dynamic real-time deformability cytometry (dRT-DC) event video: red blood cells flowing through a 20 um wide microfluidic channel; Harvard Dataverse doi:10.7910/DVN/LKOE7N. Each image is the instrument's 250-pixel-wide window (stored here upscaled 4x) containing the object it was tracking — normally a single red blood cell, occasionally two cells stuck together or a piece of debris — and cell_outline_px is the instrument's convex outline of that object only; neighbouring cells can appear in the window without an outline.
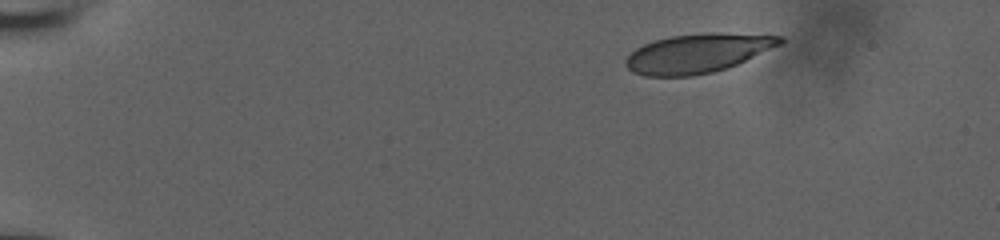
{"species": "human", "species_latin": "Homo sapiens", "temperature_condition": "room temperature", "stored_images_in_passage": 29, "camera_frame_rate_fps": 3000, "um_per_image_px": 0.085, "donor": {"sex": "male"}, "frame": {"image": 1, "passage_image": 1, "time_ms": 0.0, "image_size_px": [1000, 240], "cell_outline_px": [[784, 40], [780, 44], [728, 68], [712, 72], [692, 76], [644, 76], [632, 72], [624, 64], [624, 60], [636, 48], [644, 44], [656, 40], [672, 36], [708, 32], [720, 32], [784, 36]], "centroid_in_image_um": [59.28, 4.53], "position_along_channel_um": 25.7, "area_um2": 35.03}}
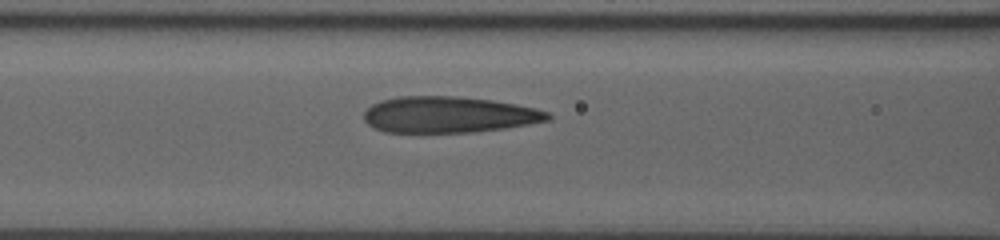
{"frame": {"image": 2, "passage_image": 17, "time_ms": 5.333, "image_size_px": [1000, 240], "cell_outline_px": [[552, 116], [548, 120], [528, 124], [504, 128], [472, 132], [384, 132], [372, 128], [364, 120], [364, 112], [372, 104], [380, 100], [396, 96], [460, 96], [492, 100], [516, 104], [536, 108], [548, 112]], "centroid_in_image_um": [38.11, 9.74], "position_along_channel_um": 128.5, "area_um2": 38.96}}
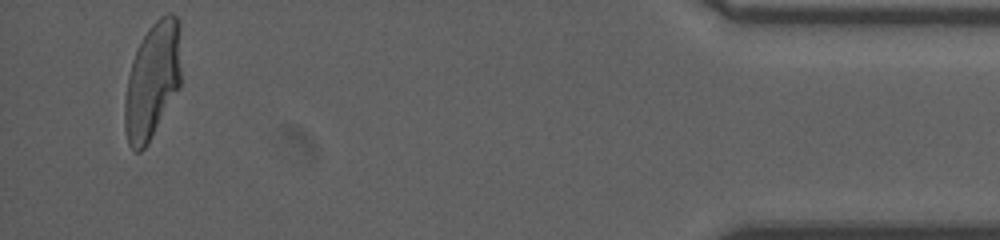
{"frame": {"image": 3, "passage_image": 29, "time_ms": 9.333, "image_size_px": [1000, 240], "cell_outline_px": [[180, 88], [144, 148], [140, 152], [136, 152], [128, 144], [124, 128], [124, 100], [128, 76], [132, 60], [136, 48], [148, 28], [160, 16], [168, 12], [172, 12], [180, 20]], "centroid_in_image_um": [12.95, 6.81], "position_along_channel_um": 422.2, "area_um2": 38.55}}